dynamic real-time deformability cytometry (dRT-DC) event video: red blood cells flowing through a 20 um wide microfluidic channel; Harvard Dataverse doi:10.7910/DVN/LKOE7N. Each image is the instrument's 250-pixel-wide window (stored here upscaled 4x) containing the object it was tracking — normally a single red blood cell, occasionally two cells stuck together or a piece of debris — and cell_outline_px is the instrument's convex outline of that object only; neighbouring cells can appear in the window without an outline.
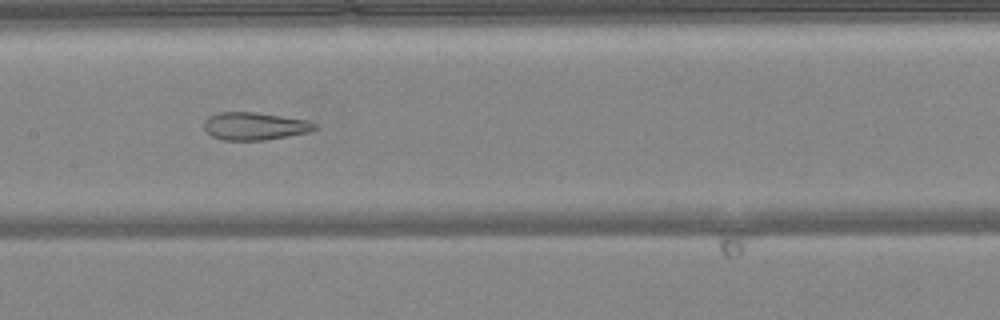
{"species": "common noctule bat (a hibernating species)", "species_latin": "Nyctalus noctula", "temperature_condition": "warm", "stored_images_in_passage": 44, "camera_frame_rate_fps": 3000, "um_per_image_px": 0.085, "animal": {"sex": "female", "body_mass_g": 24.6, "forearm_length_mm": 56.2}, "frame": {"image": 1, "passage_image": 19, "time_ms": 6.0, "image_size_px": [1000, 320], "cell_outline_px": [[316, 128], [308, 132], [288, 136], [264, 140], [224, 140], [212, 136], [204, 128], [204, 120], [208, 116], [220, 112], [256, 112], [308, 120], [316, 124]], "centroid_in_image_um": [21.63, 10.71], "position_along_channel_um": 185.8, "area_um2": 17.8}}
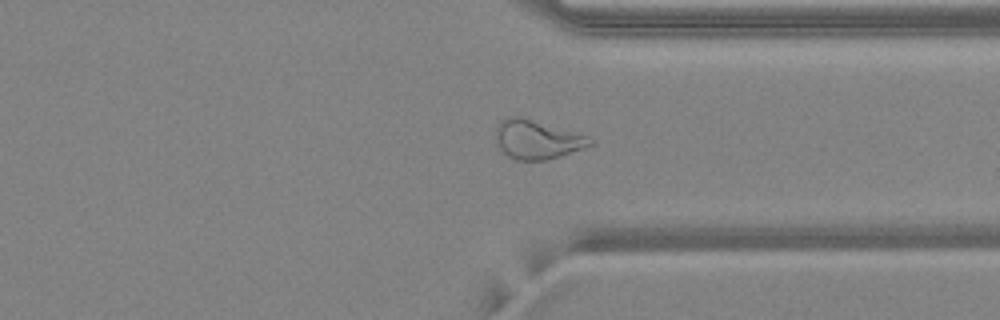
{"frame": {"image": 2, "passage_image": 32, "time_ms": 10.333, "image_size_px": [1000, 320], "cell_outline_px": [[592, 144], [560, 156], [548, 160], [516, 160], [508, 156], [496, 144], [496, 128], [500, 120], [508, 116], [520, 116], [588, 136], [592, 140]], "centroid_in_image_um": [45.59, 11.85], "position_along_channel_um": 365.8, "area_um2": 21.15}}
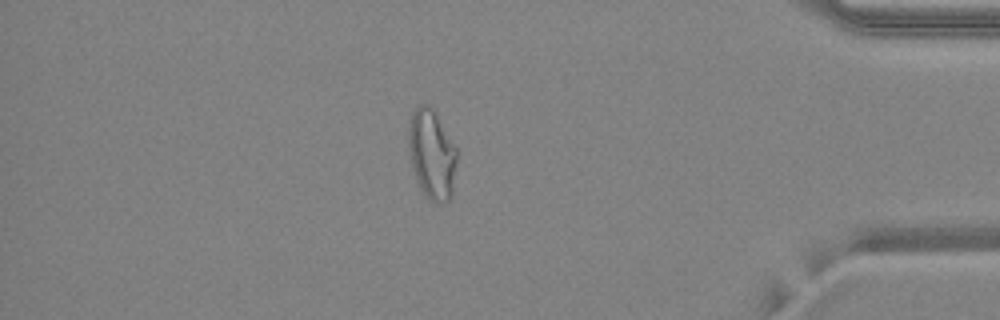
{"frame": {"image": 3, "passage_image": 37, "time_ms": 12.0, "image_size_px": [1000, 320], "cell_outline_px": [[456, 160], [452, 192], [448, 200], [440, 204], [428, 200], [420, 188], [416, 180], [412, 168], [408, 144], [408, 128], [412, 112], [420, 104], [428, 104], [432, 108], [456, 148]], "centroid_in_image_um": [36.67, 13.13], "position_along_channel_um": 398.5, "area_um2": 25.03}, "authors_computed_cell_mechanics": {"area_um2": 23.6691, "velocity_mm_per_s": 4.1821, "shape_relaxation_time_tau1_ms": null, "shape_relaxation_time_tau2_ms": 1.4186, "deformation_change_tau1": null, "deformation_change_tau2": 0.0936}}